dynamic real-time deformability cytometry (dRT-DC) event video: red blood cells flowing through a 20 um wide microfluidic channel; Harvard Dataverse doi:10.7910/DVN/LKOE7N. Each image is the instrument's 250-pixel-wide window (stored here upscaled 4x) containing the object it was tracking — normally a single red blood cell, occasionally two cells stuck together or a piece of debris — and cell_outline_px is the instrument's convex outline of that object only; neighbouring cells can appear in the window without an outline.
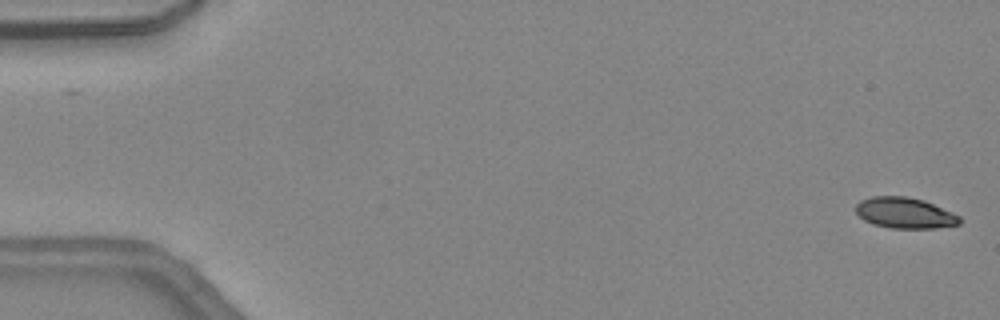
{"species": "common noctule bat (a hibernating species)", "species_latin": "Nyctalus noctula", "temperature_condition": "warm", "stored_images_in_passage": 15, "camera_frame_rate_fps": 3000, "um_per_image_px": 0.085, "animal": {"sex": "female", "body_mass_g": 24.6, "forearm_length_mm": 56.2}, "frame": {"image": 1, "passage_image": 1, "time_ms": 0.0, "image_size_px": [1000, 320], "cell_outline_px": [[960, 224], [936, 228], [892, 228], [872, 224], [864, 220], [856, 212], [856, 204], [860, 200], [872, 196], [904, 196], [924, 200], [952, 212], [960, 216]], "centroid_in_image_um": [76.9, 18.1], "position_along_channel_um": 8.1, "area_um2": 18.67}}
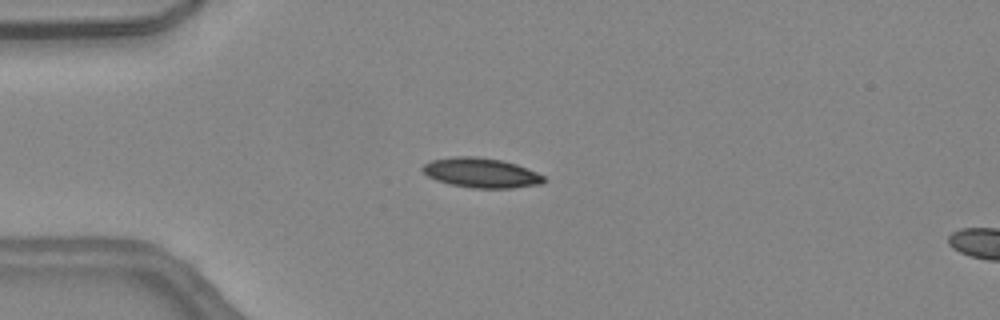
{"frame": {"image": 2, "passage_image": 12, "time_ms": 3.667, "image_size_px": [1000, 320], "cell_outline_px": [[544, 180], [540, 184], [512, 188], [472, 188], [448, 184], [436, 180], [428, 176], [420, 168], [424, 164], [432, 160], [456, 156], [476, 156], [500, 160], [516, 164], [536, 172], [544, 176]], "centroid_in_image_um": [40.86, 14.69], "position_along_channel_um": 44.1, "area_um2": 20.92}}